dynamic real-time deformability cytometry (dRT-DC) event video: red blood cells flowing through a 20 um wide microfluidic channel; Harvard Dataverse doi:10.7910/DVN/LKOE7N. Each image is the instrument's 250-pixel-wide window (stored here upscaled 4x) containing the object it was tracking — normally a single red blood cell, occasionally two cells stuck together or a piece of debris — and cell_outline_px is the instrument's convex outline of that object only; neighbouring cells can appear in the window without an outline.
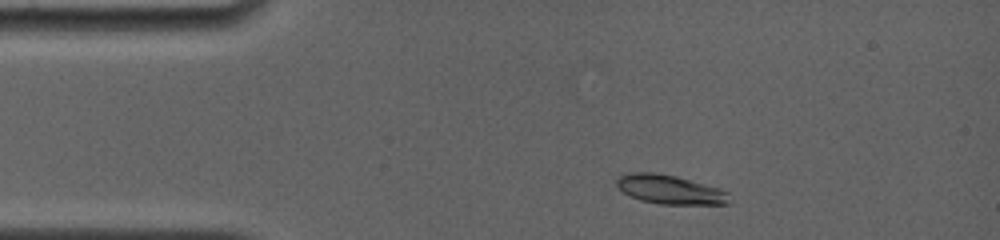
{"species": "common noctule bat (a hibernating species)", "species_latin": "Nyctalus noctula", "temperature_condition": "room temperature", "stored_images_in_passage": 21, "camera_frame_rate_fps": 4000, "um_per_image_px": 0.085, "animal": {"sex": "female", "body_mass_g": 19.0, "forearm_length_mm": 56.7}, "frame": {"image": 1, "passage_image": 3, "time_ms": 0.75, "image_size_px": [1000, 240], "cell_outline_px": [[728, 204], [660, 204], [640, 200], [624, 192], [616, 184], [616, 176], [624, 172], [652, 172], [676, 176], [720, 188], [728, 192]], "centroid_in_image_um": [56.9, 16.09], "position_along_channel_um": 28.1, "area_um2": 19.07}}
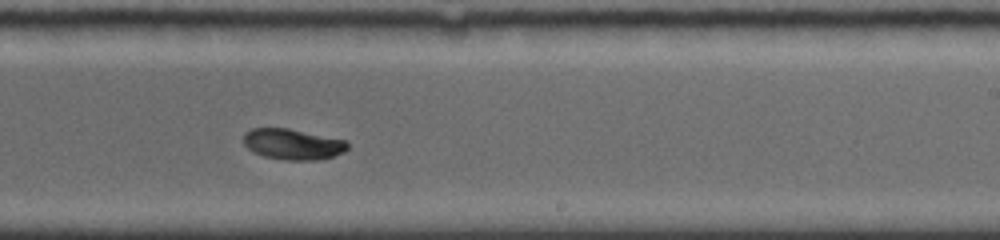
{"frame": {"image": 2, "passage_image": 11, "time_ms": 8.25, "image_size_px": [1000, 240], "cell_outline_px": [[348, 148], [344, 152], [320, 160], [284, 160], [264, 156], [248, 148], [244, 144], [244, 132], [252, 128], [288, 128], [344, 140], [348, 144]], "centroid_in_image_um": [24.87, 12.26], "position_along_channel_um": 264.1, "area_um2": 18.5}}
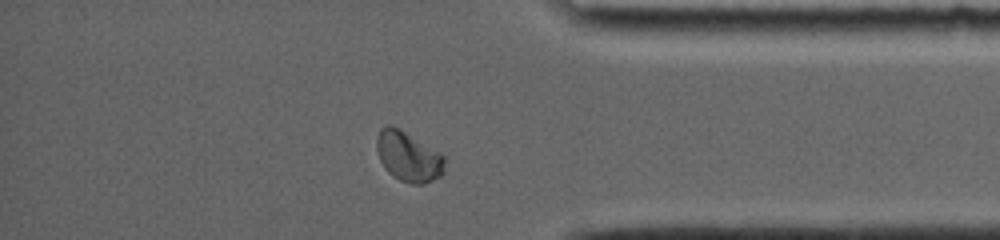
{"frame": {"image": 3, "passage_image": 18, "time_ms": 12.0, "image_size_px": [1000, 240], "cell_outline_px": [[444, 172], [440, 176], [424, 184], [412, 184], [400, 180], [392, 176], [384, 168], [380, 160], [376, 148], [376, 140], [380, 128], [388, 124], [392, 124], [400, 128], [440, 152], [444, 156]], "centroid_in_image_um": [34.69, 13.29], "position_along_channel_um": 400.5, "area_um2": 20.06}, "authors_computed_cell_mechanics": {"area_um2": 19.1318, "velocity_mm_per_s": 3.7892, "shape_relaxation_time_tau1_ms": 3.0164, "shape_relaxation_time_tau2_ms": null, "deformation_change_tau1": 0.1548, "deformation_change_tau2": null}}